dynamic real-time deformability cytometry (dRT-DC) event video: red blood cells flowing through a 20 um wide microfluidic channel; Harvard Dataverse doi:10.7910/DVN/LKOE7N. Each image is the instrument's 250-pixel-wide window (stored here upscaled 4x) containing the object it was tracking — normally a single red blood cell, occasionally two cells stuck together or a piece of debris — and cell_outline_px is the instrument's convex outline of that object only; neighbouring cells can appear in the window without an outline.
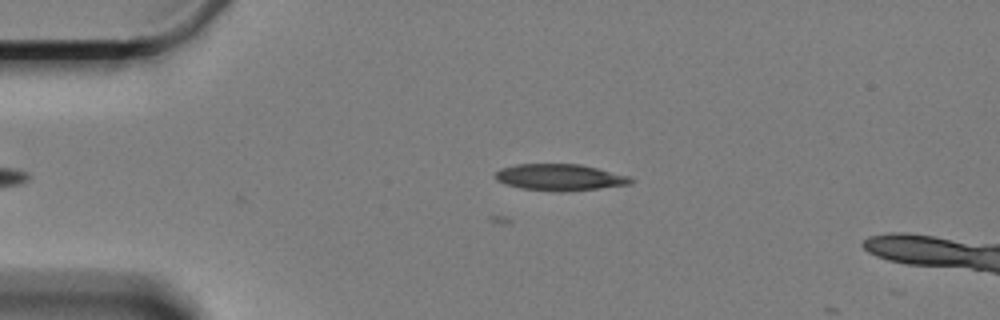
{"species": "Egyptian fruit bat (a non-hibernating species)", "species_latin": "Rousettus aegyptiacus", "temperature_condition": "cold", "stored_images_in_passage": 2, "camera_frame_rate_fps": 3000, "um_per_image_px": 0.085, "animal": {"sex": "female"}, "frame": {"image": 1, "passage_image": 2, "time_ms": 0.333, "image_size_px": [1000, 320], "cell_outline_px": [[636, 180], [632, 184], [600, 188], [560, 192], [520, 188], [504, 184], [496, 180], [496, 172], [500, 168], [516, 164], [580, 164], [628, 176]], "centroid_in_image_um": [47.58, 15.07], "position_along_channel_um": 37.4, "area_um2": 20.92}}